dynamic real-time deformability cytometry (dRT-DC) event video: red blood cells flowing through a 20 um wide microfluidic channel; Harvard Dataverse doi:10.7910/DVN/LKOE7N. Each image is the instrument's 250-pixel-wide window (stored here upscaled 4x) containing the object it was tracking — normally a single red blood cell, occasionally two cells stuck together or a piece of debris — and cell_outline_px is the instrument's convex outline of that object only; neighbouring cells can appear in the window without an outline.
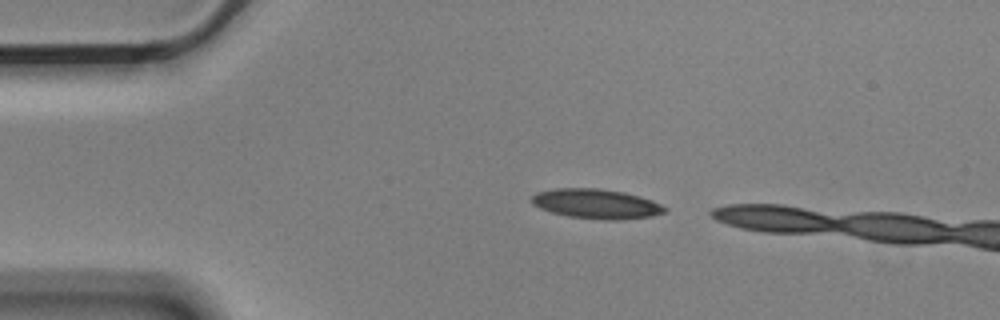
{"species": "Egyptian fruit bat (a non-hibernating species)", "species_latin": "Rousettus aegyptiacus", "temperature_condition": "cold", "stored_images_in_passage": 3, "camera_frame_rate_fps": 3000, "um_per_image_px": 0.085, "animal": {"sex": "male"}, "frame": {"image": 1, "passage_image": 1, "time_ms": 0.0, "image_size_px": [1000, 320], "cell_outline_px": [[668, 208], [664, 212], [652, 216], [616, 220], [604, 220], [568, 216], [552, 212], [540, 208], [532, 204], [528, 200], [536, 192], [556, 188], [600, 188], [624, 192], [640, 196], [652, 200]], "centroid_in_image_um": [50.66, 17.32], "position_along_channel_um": 34.3, "area_um2": 23.12}}